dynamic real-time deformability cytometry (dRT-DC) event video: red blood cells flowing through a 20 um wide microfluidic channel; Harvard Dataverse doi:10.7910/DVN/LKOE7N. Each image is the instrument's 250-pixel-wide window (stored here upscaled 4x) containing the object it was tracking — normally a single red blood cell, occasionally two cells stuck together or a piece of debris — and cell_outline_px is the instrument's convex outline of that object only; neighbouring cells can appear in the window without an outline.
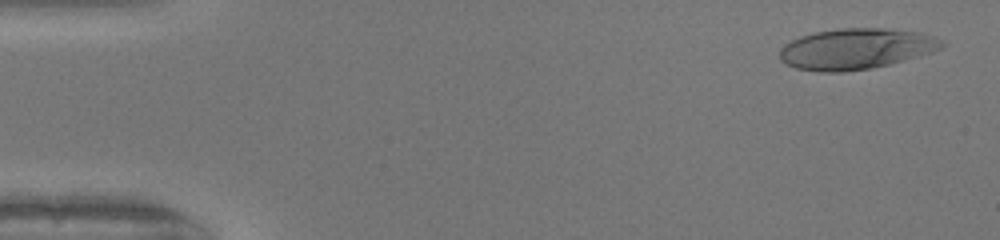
{"species": "human", "species_latin": "Homo sapiens", "temperature_condition": "warm", "stored_images_in_passage": 42, "camera_frame_rate_fps": 3000, "um_per_image_px": 0.085, "donor": {"sex": "female"}, "frame": {"image": 1, "passage_image": 2, "time_ms": 0.333, "image_size_px": [1000, 240], "cell_outline_px": [[948, 44], [932, 52], [920, 56], [872, 68], [844, 72], [820, 72], [796, 68], [780, 60], [780, 48], [784, 44], [800, 36], [816, 32], [840, 28], [888, 28], [920, 32], [944, 40]], "centroid_in_image_um": [72.79, 4.15], "position_along_channel_um": 12.2, "area_um2": 38.73}}
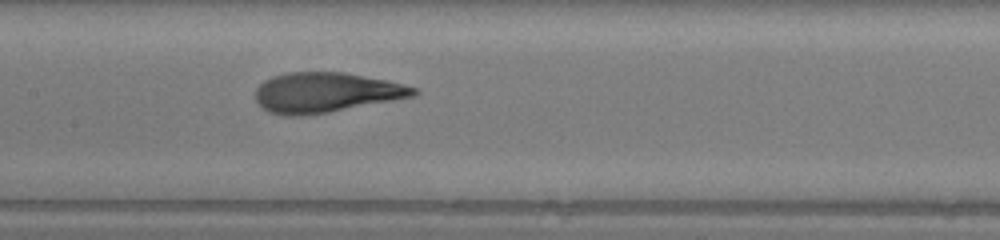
{"frame": {"image": 2, "passage_image": 24, "time_ms": 7.667, "image_size_px": [1000, 240], "cell_outline_px": [[420, 92], [416, 96], [328, 112], [300, 116], [284, 116], [268, 112], [256, 100], [256, 88], [264, 80], [272, 76], [284, 72], [344, 72], [388, 80], [416, 88]], "centroid_in_image_um": [27.69, 7.85], "position_along_channel_um": 179.7, "area_um2": 36.93}}
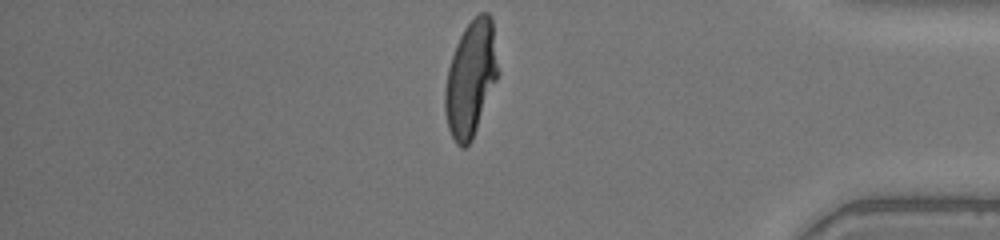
{"frame": {"image": 3, "passage_image": 42, "time_ms": 13.667, "image_size_px": [1000, 240], "cell_outline_px": [[500, 72], [472, 140], [464, 148], [460, 148], [456, 144], [448, 128], [444, 112], [444, 88], [448, 68], [456, 44], [464, 28], [480, 12], [488, 12], [492, 16]], "centroid_in_image_um": [40.03, 6.67], "position_along_channel_um": 395.2, "area_um2": 36.07}, "authors_computed_cell_mechanics": {"area_um2": 37.1365, "velocity_mm_per_s": 4.0978, "shape_relaxation_time_tau1_ms": 4.5519, "shape_relaxation_time_tau2_ms": null, "deformation_change_tau1": 0.2705, "deformation_change_tau2": null}}